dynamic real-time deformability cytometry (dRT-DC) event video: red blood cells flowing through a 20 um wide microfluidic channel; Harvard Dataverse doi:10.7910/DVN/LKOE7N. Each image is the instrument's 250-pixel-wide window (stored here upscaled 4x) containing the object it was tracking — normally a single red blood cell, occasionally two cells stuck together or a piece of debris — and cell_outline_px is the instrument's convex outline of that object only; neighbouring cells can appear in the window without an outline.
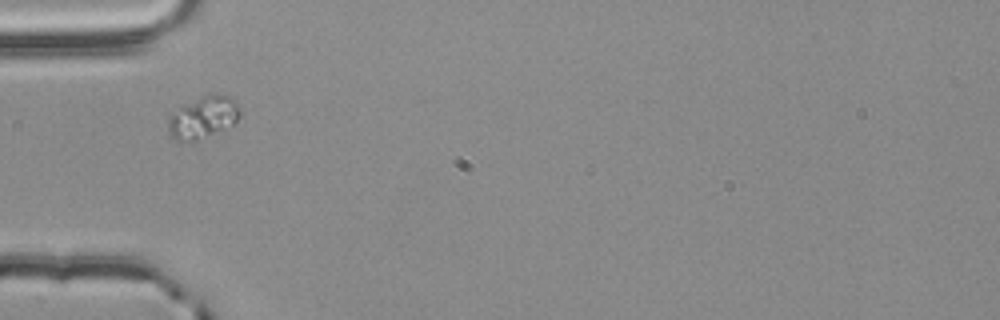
{"species": "common noctule bat (a hibernating species)", "species_latin": "Nyctalus noctula", "temperature_condition": "room temperature", "stored_images_in_passage": 2, "camera_frame_rate_fps": 3000, "um_per_image_px": 0.085, "animal": {"sex": "male", "body_mass_g": 20.4}, "frame": {"image": 1, "passage_image": 1, "time_ms": 0.0, "image_size_px": [1000, 320], "cell_outline_px": [[240, 116], [232, 124], [196, 140], [176, 140], [172, 136], [168, 128], [168, 112], [208, 92], [220, 92], [232, 96], [236, 100], [240, 112]], "centroid_in_image_um": [17.25, 9.88], "position_along_channel_um": 67.7, "area_um2": 17.8}}
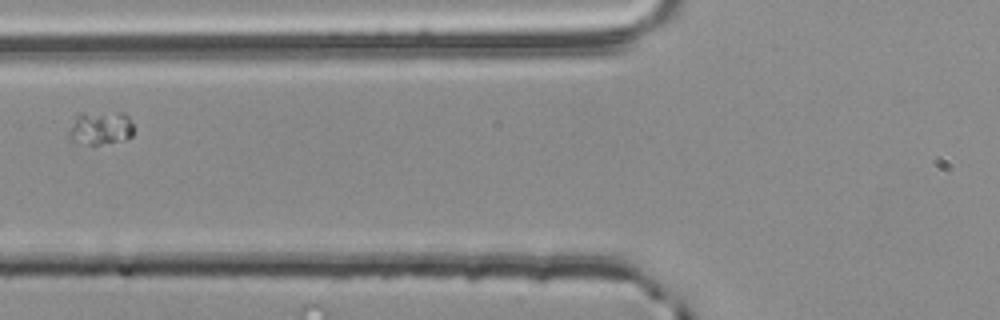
{"frame": {"image": 2, "passage_image": 2, "time_ms": 0.333, "image_size_px": [1000, 320], "cell_outline_px": [[132, 136], [124, 140], [92, 148], [72, 140], [68, 132], [76, 112], [124, 112], [128, 116], [132, 124]], "centroid_in_image_um": [8.52, 10.9], "position_along_channel_um": 117.3, "area_um2": 13.35}}